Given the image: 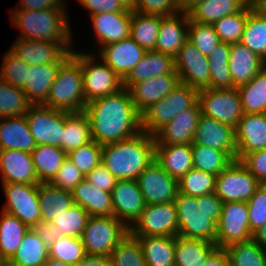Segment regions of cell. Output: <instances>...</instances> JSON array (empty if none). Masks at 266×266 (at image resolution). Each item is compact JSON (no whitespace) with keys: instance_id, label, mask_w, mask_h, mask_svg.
I'll return each mask as SVG.
<instances>
[{"instance_id":"obj_1","label":"cell","mask_w":266,"mask_h":266,"mask_svg":"<svg viewBox=\"0 0 266 266\" xmlns=\"http://www.w3.org/2000/svg\"><path fill=\"white\" fill-rule=\"evenodd\" d=\"M92 140L99 145L131 138L141 130V114L136 110L128 89L86 104Z\"/></svg>"},{"instance_id":"obj_2","label":"cell","mask_w":266,"mask_h":266,"mask_svg":"<svg viewBox=\"0 0 266 266\" xmlns=\"http://www.w3.org/2000/svg\"><path fill=\"white\" fill-rule=\"evenodd\" d=\"M174 203L179 225L177 236L215 243L223 206L215 192L200 197L178 192Z\"/></svg>"},{"instance_id":"obj_3","label":"cell","mask_w":266,"mask_h":266,"mask_svg":"<svg viewBox=\"0 0 266 266\" xmlns=\"http://www.w3.org/2000/svg\"><path fill=\"white\" fill-rule=\"evenodd\" d=\"M155 160V138L141 131L137 135L103 145L101 163L117 180H137Z\"/></svg>"},{"instance_id":"obj_4","label":"cell","mask_w":266,"mask_h":266,"mask_svg":"<svg viewBox=\"0 0 266 266\" xmlns=\"http://www.w3.org/2000/svg\"><path fill=\"white\" fill-rule=\"evenodd\" d=\"M10 12L12 24L21 31L19 38L62 42L70 51H73L70 22L65 8L11 10Z\"/></svg>"},{"instance_id":"obj_5","label":"cell","mask_w":266,"mask_h":266,"mask_svg":"<svg viewBox=\"0 0 266 266\" xmlns=\"http://www.w3.org/2000/svg\"><path fill=\"white\" fill-rule=\"evenodd\" d=\"M86 104L81 65L71 55L60 66L42 105L66 112H82Z\"/></svg>"},{"instance_id":"obj_6","label":"cell","mask_w":266,"mask_h":266,"mask_svg":"<svg viewBox=\"0 0 266 266\" xmlns=\"http://www.w3.org/2000/svg\"><path fill=\"white\" fill-rule=\"evenodd\" d=\"M198 101V90L180 83L166 97L151 104L141 113V130L154 135L183 110L191 108Z\"/></svg>"},{"instance_id":"obj_7","label":"cell","mask_w":266,"mask_h":266,"mask_svg":"<svg viewBox=\"0 0 266 266\" xmlns=\"http://www.w3.org/2000/svg\"><path fill=\"white\" fill-rule=\"evenodd\" d=\"M72 56L81 65L86 103L123 89V80L102 59L97 60L98 56L75 50Z\"/></svg>"},{"instance_id":"obj_8","label":"cell","mask_w":266,"mask_h":266,"mask_svg":"<svg viewBox=\"0 0 266 266\" xmlns=\"http://www.w3.org/2000/svg\"><path fill=\"white\" fill-rule=\"evenodd\" d=\"M128 233L129 228L114 216H90L81 239L87 255L109 257Z\"/></svg>"},{"instance_id":"obj_9","label":"cell","mask_w":266,"mask_h":266,"mask_svg":"<svg viewBox=\"0 0 266 266\" xmlns=\"http://www.w3.org/2000/svg\"><path fill=\"white\" fill-rule=\"evenodd\" d=\"M201 114L235 128L242 118L241 98L237 88L198 90Z\"/></svg>"},{"instance_id":"obj_10","label":"cell","mask_w":266,"mask_h":266,"mask_svg":"<svg viewBox=\"0 0 266 266\" xmlns=\"http://www.w3.org/2000/svg\"><path fill=\"white\" fill-rule=\"evenodd\" d=\"M260 185L239 160H234L217 175L214 192L223 203L248 202Z\"/></svg>"},{"instance_id":"obj_11","label":"cell","mask_w":266,"mask_h":266,"mask_svg":"<svg viewBox=\"0 0 266 266\" xmlns=\"http://www.w3.org/2000/svg\"><path fill=\"white\" fill-rule=\"evenodd\" d=\"M179 225L174 202L145 205L140 216L129 227L131 236H177Z\"/></svg>"},{"instance_id":"obj_12","label":"cell","mask_w":266,"mask_h":266,"mask_svg":"<svg viewBox=\"0 0 266 266\" xmlns=\"http://www.w3.org/2000/svg\"><path fill=\"white\" fill-rule=\"evenodd\" d=\"M2 186L6 197L3 211L18 217L29 228L41 223L38 185L3 183Z\"/></svg>"},{"instance_id":"obj_13","label":"cell","mask_w":266,"mask_h":266,"mask_svg":"<svg viewBox=\"0 0 266 266\" xmlns=\"http://www.w3.org/2000/svg\"><path fill=\"white\" fill-rule=\"evenodd\" d=\"M252 239L247 202L223 203L217 223L216 245L226 248L230 244Z\"/></svg>"},{"instance_id":"obj_14","label":"cell","mask_w":266,"mask_h":266,"mask_svg":"<svg viewBox=\"0 0 266 266\" xmlns=\"http://www.w3.org/2000/svg\"><path fill=\"white\" fill-rule=\"evenodd\" d=\"M31 135L37 145H51L61 148L64 132V111L31 105L25 114Z\"/></svg>"},{"instance_id":"obj_15","label":"cell","mask_w":266,"mask_h":266,"mask_svg":"<svg viewBox=\"0 0 266 266\" xmlns=\"http://www.w3.org/2000/svg\"><path fill=\"white\" fill-rule=\"evenodd\" d=\"M137 182L146 205L174 202L178 193V181L172 178L156 160L143 170Z\"/></svg>"},{"instance_id":"obj_16","label":"cell","mask_w":266,"mask_h":266,"mask_svg":"<svg viewBox=\"0 0 266 266\" xmlns=\"http://www.w3.org/2000/svg\"><path fill=\"white\" fill-rule=\"evenodd\" d=\"M175 70L180 82L197 90L210 88V66L203 55L190 41H186L174 57Z\"/></svg>"},{"instance_id":"obj_17","label":"cell","mask_w":266,"mask_h":266,"mask_svg":"<svg viewBox=\"0 0 266 266\" xmlns=\"http://www.w3.org/2000/svg\"><path fill=\"white\" fill-rule=\"evenodd\" d=\"M10 50L27 65L63 64L73 53L62 42L17 38Z\"/></svg>"},{"instance_id":"obj_18","label":"cell","mask_w":266,"mask_h":266,"mask_svg":"<svg viewBox=\"0 0 266 266\" xmlns=\"http://www.w3.org/2000/svg\"><path fill=\"white\" fill-rule=\"evenodd\" d=\"M193 142L224 152L232 161L237 160L234 128L213 118L200 115Z\"/></svg>"},{"instance_id":"obj_19","label":"cell","mask_w":266,"mask_h":266,"mask_svg":"<svg viewBox=\"0 0 266 266\" xmlns=\"http://www.w3.org/2000/svg\"><path fill=\"white\" fill-rule=\"evenodd\" d=\"M143 194L137 180H118L112 190L113 216L128 228L145 208Z\"/></svg>"},{"instance_id":"obj_20","label":"cell","mask_w":266,"mask_h":266,"mask_svg":"<svg viewBox=\"0 0 266 266\" xmlns=\"http://www.w3.org/2000/svg\"><path fill=\"white\" fill-rule=\"evenodd\" d=\"M200 115L201 109L197 101L153 135L155 145L192 144Z\"/></svg>"},{"instance_id":"obj_21","label":"cell","mask_w":266,"mask_h":266,"mask_svg":"<svg viewBox=\"0 0 266 266\" xmlns=\"http://www.w3.org/2000/svg\"><path fill=\"white\" fill-rule=\"evenodd\" d=\"M234 131L237 160L251 152L266 149V113H243Z\"/></svg>"},{"instance_id":"obj_22","label":"cell","mask_w":266,"mask_h":266,"mask_svg":"<svg viewBox=\"0 0 266 266\" xmlns=\"http://www.w3.org/2000/svg\"><path fill=\"white\" fill-rule=\"evenodd\" d=\"M102 59L122 80L142 60L146 52L131 37L101 47Z\"/></svg>"},{"instance_id":"obj_23","label":"cell","mask_w":266,"mask_h":266,"mask_svg":"<svg viewBox=\"0 0 266 266\" xmlns=\"http://www.w3.org/2000/svg\"><path fill=\"white\" fill-rule=\"evenodd\" d=\"M1 183L38 185L31 153L22 150L0 149Z\"/></svg>"},{"instance_id":"obj_24","label":"cell","mask_w":266,"mask_h":266,"mask_svg":"<svg viewBox=\"0 0 266 266\" xmlns=\"http://www.w3.org/2000/svg\"><path fill=\"white\" fill-rule=\"evenodd\" d=\"M180 83L178 74L158 75L140 83H134L128 91L136 110L141 114L151 104L166 97Z\"/></svg>"},{"instance_id":"obj_25","label":"cell","mask_w":266,"mask_h":266,"mask_svg":"<svg viewBox=\"0 0 266 266\" xmlns=\"http://www.w3.org/2000/svg\"><path fill=\"white\" fill-rule=\"evenodd\" d=\"M188 24L189 16L186 11L160 16V29L154 51L175 57L188 40Z\"/></svg>"},{"instance_id":"obj_26","label":"cell","mask_w":266,"mask_h":266,"mask_svg":"<svg viewBox=\"0 0 266 266\" xmlns=\"http://www.w3.org/2000/svg\"><path fill=\"white\" fill-rule=\"evenodd\" d=\"M90 16L100 47L130 37L131 12L95 13Z\"/></svg>"},{"instance_id":"obj_27","label":"cell","mask_w":266,"mask_h":266,"mask_svg":"<svg viewBox=\"0 0 266 266\" xmlns=\"http://www.w3.org/2000/svg\"><path fill=\"white\" fill-rule=\"evenodd\" d=\"M265 62L241 42L230 44L229 71L235 88L250 82Z\"/></svg>"},{"instance_id":"obj_28","label":"cell","mask_w":266,"mask_h":266,"mask_svg":"<svg viewBox=\"0 0 266 266\" xmlns=\"http://www.w3.org/2000/svg\"><path fill=\"white\" fill-rule=\"evenodd\" d=\"M165 74H177L174 57L156 51H146L142 60L123 79V88L128 89L134 83Z\"/></svg>"},{"instance_id":"obj_29","label":"cell","mask_w":266,"mask_h":266,"mask_svg":"<svg viewBox=\"0 0 266 266\" xmlns=\"http://www.w3.org/2000/svg\"><path fill=\"white\" fill-rule=\"evenodd\" d=\"M155 160L172 178L179 181L193 168L192 145H155Z\"/></svg>"},{"instance_id":"obj_30","label":"cell","mask_w":266,"mask_h":266,"mask_svg":"<svg viewBox=\"0 0 266 266\" xmlns=\"http://www.w3.org/2000/svg\"><path fill=\"white\" fill-rule=\"evenodd\" d=\"M37 143L31 135L25 115L0 118V149L32 152Z\"/></svg>"},{"instance_id":"obj_31","label":"cell","mask_w":266,"mask_h":266,"mask_svg":"<svg viewBox=\"0 0 266 266\" xmlns=\"http://www.w3.org/2000/svg\"><path fill=\"white\" fill-rule=\"evenodd\" d=\"M71 194L74 203L90 216H113L112 193L98 189L86 178L74 187Z\"/></svg>"},{"instance_id":"obj_32","label":"cell","mask_w":266,"mask_h":266,"mask_svg":"<svg viewBox=\"0 0 266 266\" xmlns=\"http://www.w3.org/2000/svg\"><path fill=\"white\" fill-rule=\"evenodd\" d=\"M62 64L29 65L27 81L23 88L28 101L32 105L43 104L50 91V87L56 79L58 70Z\"/></svg>"},{"instance_id":"obj_33","label":"cell","mask_w":266,"mask_h":266,"mask_svg":"<svg viewBox=\"0 0 266 266\" xmlns=\"http://www.w3.org/2000/svg\"><path fill=\"white\" fill-rule=\"evenodd\" d=\"M251 0H205L194 4L188 11L191 21L213 25L224 16L241 11Z\"/></svg>"},{"instance_id":"obj_34","label":"cell","mask_w":266,"mask_h":266,"mask_svg":"<svg viewBox=\"0 0 266 266\" xmlns=\"http://www.w3.org/2000/svg\"><path fill=\"white\" fill-rule=\"evenodd\" d=\"M38 201L41 223H51L74 204L70 192L59 189L51 183L38 184Z\"/></svg>"},{"instance_id":"obj_35","label":"cell","mask_w":266,"mask_h":266,"mask_svg":"<svg viewBox=\"0 0 266 266\" xmlns=\"http://www.w3.org/2000/svg\"><path fill=\"white\" fill-rule=\"evenodd\" d=\"M133 237L141 244L146 266H175V237Z\"/></svg>"},{"instance_id":"obj_36","label":"cell","mask_w":266,"mask_h":266,"mask_svg":"<svg viewBox=\"0 0 266 266\" xmlns=\"http://www.w3.org/2000/svg\"><path fill=\"white\" fill-rule=\"evenodd\" d=\"M217 248L216 243L175 236V266H203Z\"/></svg>"},{"instance_id":"obj_37","label":"cell","mask_w":266,"mask_h":266,"mask_svg":"<svg viewBox=\"0 0 266 266\" xmlns=\"http://www.w3.org/2000/svg\"><path fill=\"white\" fill-rule=\"evenodd\" d=\"M91 141V128L87 114L84 111H64V132L61 149L68 154L70 151Z\"/></svg>"},{"instance_id":"obj_38","label":"cell","mask_w":266,"mask_h":266,"mask_svg":"<svg viewBox=\"0 0 266 266\" xmlns=\"http://www.w3.org/2000/svg\"><path fill=\"white\" fill-rule=\"evenodd\" d=\"M31 157L39 182L50 183L67 158V154L60 147L39 144L31 152Z\"/></svg>"},{"instance_id":"obj_39","label":"cell","mask_w":266,"mask_h":266,"mask_svg":"<svg viewBox=\"0 0 266 266\" xmlns=\"http://www.w3.org/2000/svg\"><path fill=\"white\" fill-rule=\"evenodd\" d=\"M48 258V246L40 239L33 228H29L16 253L8 262L12 266H43Z\"/></svg>"},{"instance_id":"obj_40","label":"cell","mask_w":266,"mask_h":266,"mask_svg":"<svg viewBox=\"0 0 266 266\" xmlns=\"http://www.w3.org/2000/svg\"><path fill=\"white\" fill-rule=\"evenodd\" d=\"M160 29V15L131 12L130 37L145 51H154Z\"/></svg>"},{"instance_id":"obj_41","label":"cell","mask_w":266,"mask_h":266,"mask_svg":"<svg viewBox=\"0 0 266 266\" xmlns=\"http://www.w3.org/2000/svg\"><path fill=\"white\" fill-rule=\"evenodd\" d=\"M244 114L266 113V68L248 83L237 87Z\"/></svg>"},{"instance_id":"obj_42","label":"cell","mask_w":266,"mask_h":266,"mask_svg":"<svg viewBox=\"0 0 266 266\" xmlns=\"http://www.w3.org/2000/svg\"><path fill=\"white\" fill-rule=\"evenodd\" d=\"M0 217V253L9 261L16 253L17 248L29 227L18 217L1 211Z\"/></svg>"},{"instance_id":"obj_43","label":"cell","mask_w":266,"mask_h":266,"mask_svg":"<svg viewBox=\"0 0 266 266\" xmlns=\"http://www.w3.org/2000/svg\"><path fill=\"white\" fill-rule=\"evenodd\" d=\"M240 42L264 61L266 60V18L249 2V14Z\"/></svg>"},{"instance_id":"obj_44","label":"cell","mask_w":266,"mask_h":266,"mask_svg":"<svg viewBox=\"0 0 266 266\" xmlns=\"http://www.w3.org/2000/svg\"><path fill=\"white\" fill-rule=\"evenodd\" d=\"M230 44L220 42L207 57L210 66V88H235L229 71Z\"/></svg>"},{"instance_id":"obj_45","label":"cell","mask_w":266,"mask_h":266,"mask_svg":"<svg viewBox=\"0 0 266 266\" xmlns=\"http://www.w3.org/2000/svg\"><path fill=\"white\" fill-rule=\"evenodd\" d=\"M224 249L229 266H266L264 249L253 239L230 244Z\"/></svg>"},{"instance_id":"obj_46","label":"cell","mask_w":266,"mask_h":266,"mask_svg":"<svg viewBox=\"0 0 266 266\" xmlns=\"http://www.w3.org/2000/svg\"><path fill=\"white\" fill-rule=\"evenodd\" d=\"M31 105L23 89L0 77V118L25 115Z\"/></svg>"},{"instance_id":"obj_47","label":"cell","mask_w":266,"mask_h":266,"mask_svg":"<svg viewBox=\"0 0 266 266\" xmlns=\"http://www.w3.org/2000/svg\"><path fill=\"white\" fill-rule=\"evenodd\" d=\"M192 145L193 168L218 175L232 160L222 151L200 144Z\"/></svg>"},{"instance_id":"obj_48","label":"cell","mask_w":266,"mask_h":266,"mask_svg":"<svg viewBox=\"0 0 266 266\" xmlns=\"http://www.w3.org/2000/svg\"><path fill=\"white\" fill-rule=\"evenodd\" d=\"M216 177L217 175L192 168L178 181V192L193 197L213 193Z\"/></svg>"},{"instance_id":"obj_49","label":"cell","mask_w":266,"mask_h":266,"mask_svg":"<svg viewBox=\"0 0 266 266\" xmlns=\"http://www.w3.org/2000/svg\"><path fill=\"white\" fill-rule=\"evenodd\" d=\"M249 14V3L239 12L217 20L213 27L221 42L235 44L240 42Z\"/></svg>"},{"instance_id":"obj_50","label":"cell","mask_w":266,"mask_h":266,"mask_svg":"<svg viewBox=\"0 0 266 266\" xmlns=\"http://www.w3.org/2000/svg\"><path fill=\"white\" fill-rule=\"evenodd\" d=\"M110 266H146L141 244L129 233L113 249Z\"/></svg>"},{"instance_id":"obj_51","label":"cell","mask_w":266,"mask_h":266,"mask_svg":"<svg viewBox=\"0 0 266 266\" xmlns=\"http://www.w3.org/2000/svg\"><path fill=\"white\" fill-rule=\"evenodd\" d=\"M49 258L77 265L87 254L81 238L65 236L48 247Z\"/></svg>"},{"instance_id":"obj_52","label":"cell","mask_w":266,"mask_h":266,"mask_svg":"<svg viewBox=\"0 0 266 266\" xmlns=\"http://www.w3.org/2000/svg\"><path fill=\"white\" fill-rule=\"evenodd\" d=\"M89 217L90 215L86 210L74 203L51 223L65 236L81 238Z\"/></svg>"},{"instance_id":"obj_53","label":"cell","mask_w":266,"mask_h":266,"mask_svg":"<svg viewBox=\"0 0 266 266\" xmlns=\"http://www.w3.org/2000/svg\"><path fill=\"white\" fill-rule=\"evenodd\" d=\"M188 41L207 57L221 42L213 25L191 21L190 19L188 24Z\"/></svg>"},{"instance_id":"obj_54","label":"cell","mask_w":266,"mask_h":266,"mask_svg":"<svg viewBox=\"0 0 266 266\" xmlns=\"http://www.w3.org/2000/svg\"><path fill=\"white\" fill-rule=\"evenodd\" d=\"M102 145L95 140L70 151L67 158L86 176L102 161Z\"/></svg>"},{"instance_id":"obj_55","label":"cell","mask_w":266,"mask_h":266,"mask_svg":"<svg viewBox=\"0 0 266 266\" xmlns=\"http://www.w3.org/2000/svg\"><path fill=\"white\" fill-rule=\"evenodd\" d=\"M0 69V77L11 85L23 89L27 81V65L11 50L4 54Z\"/></svg>"},{"instance_id":"obj_56","label":"cell","mask_w":266,"mask_h":266,"mask_svg":"<svg viewBox=\"0 0 266 266\" xmlns=\"http://www.w3.org/2000/svg\"><path fill=\"white\" fill-rule=\"evenodd\" d=\"M250 231L253 233L266 223V185L261 184L247 202Z\"/></svg>"},{"instance_id":"obj_57","label":"cell","mask_w":266,"mask_h":266,"mask_svg":"<svg viewBox=\"0 0 266 266\" xmlns=\"http://www.w3.org/2000/svg\"><path fill=\"white\" fill-rule=\"evenodd\" d=\"M84 178L85 176L83 173L68 158H66L50 183L59 189L71 193L74 187Z\"/></svg>"},{"instance_id":"obj_58","label":"cell","mask_w":266,"mask_h":266,"mask_svg":"<svg viewBox=\"0 0 266 266\" xmlns=\"http://www.w3.org/2000/svg\"><path fill=\"white\" fill-rule=\"evenodd\" d=\"M137 12L143 14L170 16L183 11L181 0H139Z\"/></svg>"},{"instance_id":"obj_59","label":"cell","mask_w":266,"mask_h":266,"mask_svg":"<svg viewBox=\"0 0 266 266\" xmlns=\"http://www.w3.org/2000/svg\"><path fill=\"white\" fill-rule=\"evenodd\" d=\"M240 162L260 184L266 185V149L246 154Z\"/></svg>"},{"instance_id":"obj_60","label":"cell","mask_w":266,"mask_h":266,"mask_svg":"<svg viewBox=\"0 0 266 266\" xmlns=\"http://www.w3.org/2000/svg\"><path fill=\"white\" fill-rule=\"evenodd\" d=\"M85 178L98 189L111 193L118 181L102 163L88 173Z\"/></svg>"},{"instance_id":"obj_61","label":"cell","mask_w":266,"mask_h":266,"mask_svg":"<svg viewBox=\"0 0 266 266\" xmlns=\"http://www.w3.org/2000/svg\"><path fill=\"white\" fill-rule=\"evenodd\" d=\"M77 2L87 9L90 15L95 13L131 12L125 10L118 0H78Z\"/></svg>"},{"instance_id":"obj_62","label":"cell","mask_w":266,"mask_h":266,"mask_svg":"<svg viewBox=\"0 0 266 266\" xmlns=\"http://www.w3.org/2000/svg\"><path fill=\"white\" fill-rule=\"evenodd\" d=\"M33 229L48 247L59 238L65 237L64 233L57 230L52 223H39Z\"/></svg>"},{"instance_id":"obj_63","label":"cell","mask_w":266,"mask_h":266,"mask_svg":"<svg viewBox=\"0 0 266 266\" xmlns=\"http://www.w3.org/2000/svg\"><path fill=\"white\" fill-rule=\"evenodd\" d=\"M63 0H20L17 9L13 10H44L47 8H66Z\"/></svg>"},{"instance_id":"obj_64","label":"cell","mask_w":266,"mask_h":266,"mask_svg":"<svg viewBox=\"0 0 266 266\" xmlns=\"http://www.w3.org/2000/svg\"><path fill=\"white\" fill-rule=\"evenodd\" d=\"M203 266H229L228 256L224 248H217Z\"/></svg>"},{"instance_id":"obj_65","label":"cell","mask_w":266,"mask_h":266,"mask_svg":"<svg viewBox=\"0 0 266 266\" xmlns=\"http://www.w3.org/2000/svg\"><path fill=\"white\" fill-rule=\"evenodd\" d=\"M75 266H110V258L108 256L87 255Z\"/></svg>"},{"instance_id":"obj_66","label":"cell","mask_w":266,"mask_h":266,"mask_svg":"<svg viewBox=\"0 0 266 266\" xmlns=\"http://www.w3.org/2000/svg\"><path fill=\"white\" fill-rule=\"evenodd\" d=\"M252 239L264 250L266 249V223L252 233Z\"/></svg>"},{"instance_id":"obj_67","label":"cell","mask_w":266,"mask_h":266,"mask_svg":"<svg viewBox=\"0 0 266 266\" xmlns=\"http://www.w3.org/2000/svg\"><path fill=\"white\" fill-rule=\"evenodd\" d=\"M253 8L266 18V0H251Z\"/></svg>"},{"instance_id":"obj_68","label":"cell","mask_w":266,"mask_h":266,"mask_svg":"<svg viewBox=\"0 0 266 266\" xmlns=\"http://www.w3.org/2000/svg\"><path fill=\"white\" fill-rule=\"evenodd\" d=\"M120 5L128 11H136L139 4V0H118Z\"/></svg>"},{"instance_id":"obj_69","label":"cell","mask_w":266,"mask_h":266,"mask_svg":"<svg viewBox=\"0 0 266 266\" xmlns=\"http://www.w3.org/2000/svg\"><path fill=\"white\" fill-rule=\"evenodd\" d=\"M205 0H181V6L183 11H188L194 4Z\"/></svg>"},{"instance_id":"obj_70","label":"cell","mask_w":266,"mask_h":266,"mask_svg":"<svg viewBox=\"0 0 266 266\" xmlns=\"http://www.w3.org/2000/svg\"><path fill=\"white\" fill-rule=\"evenodd\" d=\"M46 266H74L53 258H48L47 262L45 263Z\"/></svg>"},{"instance_id":"obj_71","label":"cell","mask_w":266,"mask_h":266,"mask_svg":"<svg viewBox=\"0 0 266 266\" xmlns=\"http://www.w3.org/2000/svg\"><path fill=\"white\" fill-rule=\"evenodd\" d=\"M6 262H7V260L0 253V266H2L3 264H5Z\"/></svg>"},{"instance_id":"obj_72","label":"cell","mask_w":266,"mask_h":266,"mask_svg":"<svg viewBox=\"0 0 266 266\" xmlns=\"http://www.w3.org/2000/svg\"><path fill=\"white\" fill-rule=\"evenodd\" d=\"M2 266H12L8 261L5 263V264H3Z\"/></svg>"},{"instance_id":"obj_73","label":"cell","mask_w":266,"mask_h":266,"mask_svg":"<svg viewBox=\"0 0 266 266\" xmlns=\"http://www.w3.org/2000/svg\"><path fill=\"white\" fill-rule=\"evenodd\" d=\"M264 255H265V261H266V249L264 250Z\"/></svg>"}]
</instances>
